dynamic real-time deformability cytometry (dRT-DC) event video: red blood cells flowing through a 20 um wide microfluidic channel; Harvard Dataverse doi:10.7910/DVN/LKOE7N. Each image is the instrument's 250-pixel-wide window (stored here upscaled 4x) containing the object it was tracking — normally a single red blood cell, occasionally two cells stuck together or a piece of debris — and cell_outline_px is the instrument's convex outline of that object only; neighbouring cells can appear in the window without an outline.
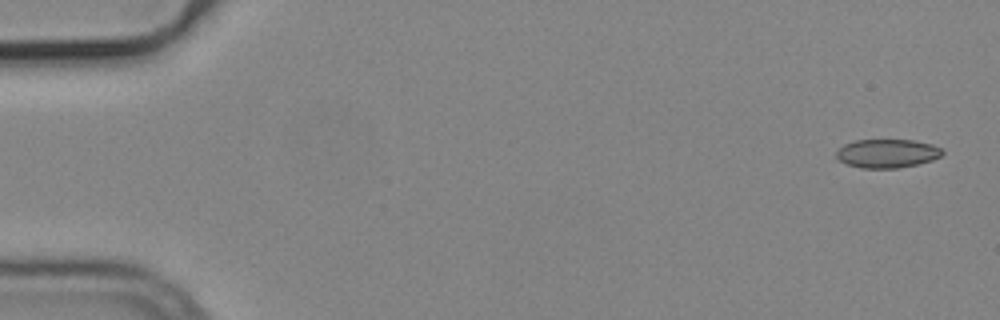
{"species": "common noctule bat (a hibernating species)", "species_latin": "Nyctalus noctula", "temperature_condition": "cold", "stored_images_in_passage": 5, "camera_frame_rate_fps": 3000, "um_per_image_px": 0.085, "animal": {"sex": "male", "body_mass_g": 19.2, "forearm_length_mm": 51.8}, "frame": {"image": 1, "passage_image": 1, "time_ms": 0.0, "image_size_px": [1000, 320], "cell_outline_px": [[944, 152], [940, 156], [932, 160], [900, 168], [860, 168], [848, 164], [840, 160], [836, 156], [836, 148], [844, 144], [856, 140], [912, 140], [932, 144], [940, 148]], "centroid_in_image_um": [75.38, 13.04], "position_along_channel_um": 9.6, "area_um2": 17.69}}
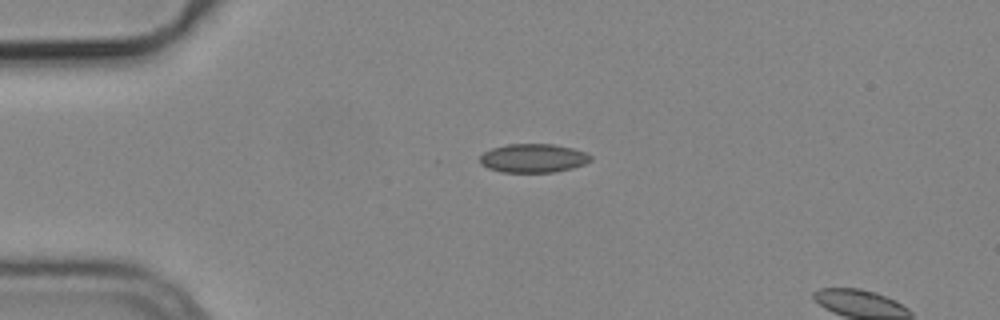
{"frame": {"image": 2, "passage_image": 4, "time_ms": 1.0, "image_size_px": [1000, 320], "cell_outline_px": [[592, 160], [584, 164], [572, 168], [556, 172], [500, 172], [488, 168], [480, 164], [480, 156], [484, 152], [492, 148], [508, 144], [552, 144], [572, 148], [584, 152], [592, 156]], "centroid_in_image_um": [45.32, 13.45], "position_along_channel_um": 39.7, "area_um2": 18.55}}